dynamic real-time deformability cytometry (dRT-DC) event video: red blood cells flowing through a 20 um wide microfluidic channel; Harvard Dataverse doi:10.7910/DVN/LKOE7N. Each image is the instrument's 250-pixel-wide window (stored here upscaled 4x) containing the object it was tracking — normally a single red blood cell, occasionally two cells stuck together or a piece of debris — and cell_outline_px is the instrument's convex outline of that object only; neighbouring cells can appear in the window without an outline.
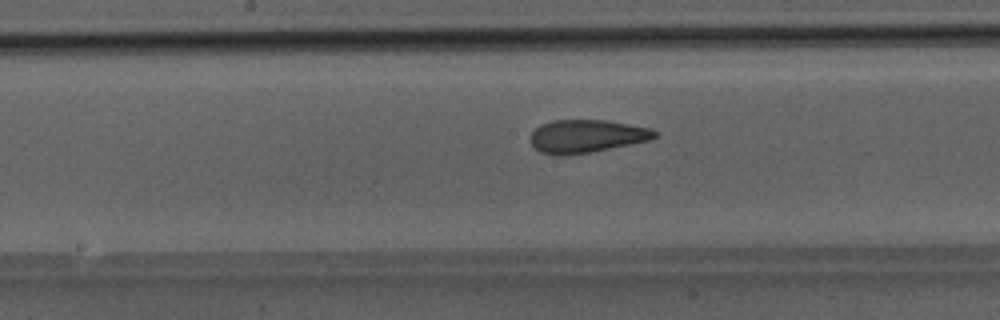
{"species": "Egyptian fruit bat (a non-hibernating species)", "species_latin": "Rousettus aegyptiacus", "temperature_condition": "room temperature", "stored_images_in_passage": 48, "camera_frame_rate_fps": 3000, "um_per_image_px": 0.085, "animal": {"sex": "male"}, "frame": {"image": 1, "passage_image": 25, "time_ms": 8.0, "image_size_px": [1000, 320], "cell_outline_px": [[660, 132], [656, 136], [648, 140], [588, 152], [564, 156], [556, 156], [540, 152], [532, 144], [532, 132], [540, 124], [552, 120], [604, 120], [652, 128]], "centroid_in_image_um": [49.84, 11.57], "position_along_channel_um": 198.4, "area_um2": 23.64}}
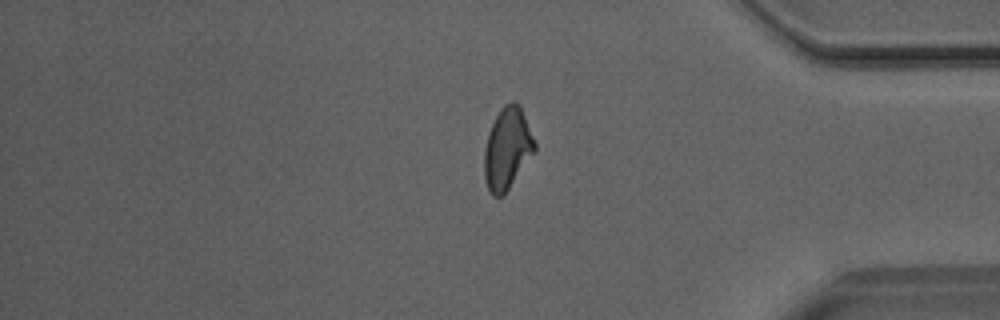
{"frame": {"image": 2, "passage_image": 40, "time_ms": 13.0, "image_size_px": [1000, 320], "cell_outline_px": [[536, 152], [504, 196], [492, 196], [488, 188], [484, 176], [484, 148], [488, 132], [500, 108], [504, 104], [512, 100], [516, 100], [520, 104], [536, 144]], "centroid_in_image_um": [43.13, 12.62], "position_along_channel_um": 392.1, "area_um2": 24.45}}
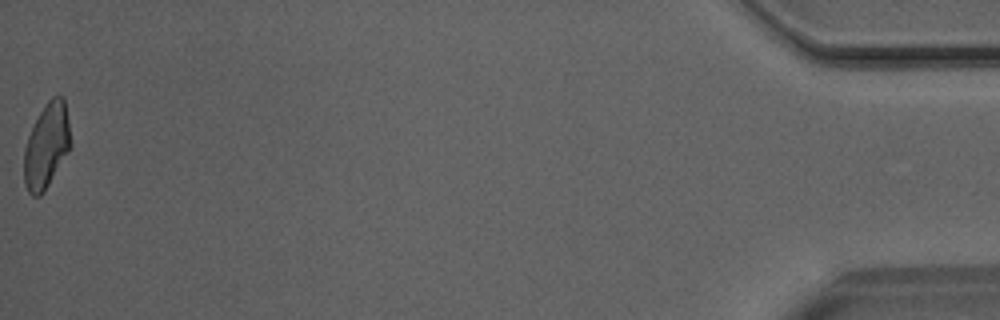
{"frame": {"image": 3, "passage_image": 48, "time_ms": 15.667, "image_size_px": [1000, 320], "cell_outline_px": [[72, 144], [68, 152], [44, 192], [40, 196], [32, 196], [28, 192], [24, 184], [24, 148], [28, 136], [40, 112], [48, 100], [52, 96], [64, 96]], "centroid_in_image_um": [3.96, 12.4], "position_along_channel_um": 431.2, "area_um2": 23.0}}